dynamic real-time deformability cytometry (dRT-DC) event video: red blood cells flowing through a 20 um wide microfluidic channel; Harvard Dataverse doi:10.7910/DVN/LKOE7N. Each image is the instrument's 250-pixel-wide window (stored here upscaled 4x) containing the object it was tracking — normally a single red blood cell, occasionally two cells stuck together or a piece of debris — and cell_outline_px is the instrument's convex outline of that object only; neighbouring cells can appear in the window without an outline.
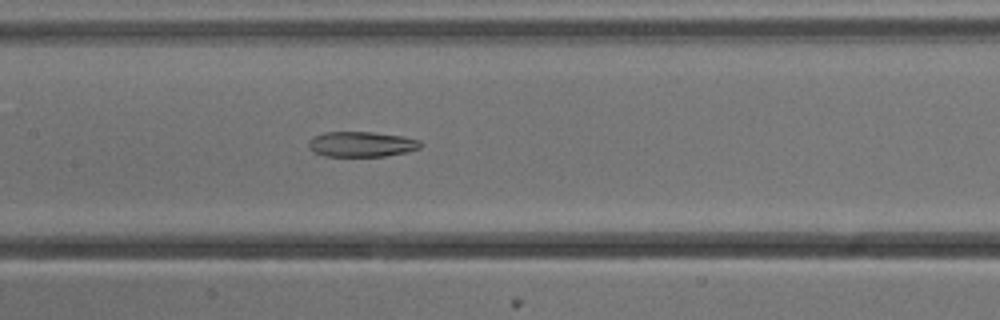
{"species": "common noctule bat (a hibernating species)", "species_latin": "Nyctalus noctula", "temperature_condition": "cold", "stored_images_in_passage": 54, "camera_frame_rate_fps": 3000, "um_per_image_px": 0.085, "animal": {"sex": "male", "body_mass_g": 13.3}, "frame": {"image": 1, "passage_image": 26, "time_ms": 8.333, "image_size_px": [1000, 320], "cell_outline_px": [[420, 148], [408, 152], [384, 156], [324, 156], [312, 152], [308, 148], [308, 140], [312, 136], [324, 132], [372, 132], [404, 136], [420, 140]], "centroid_in_image_um": [30.68, 12.25], "position_along_channel_um": 176.7, "area_um2": 16.7}}
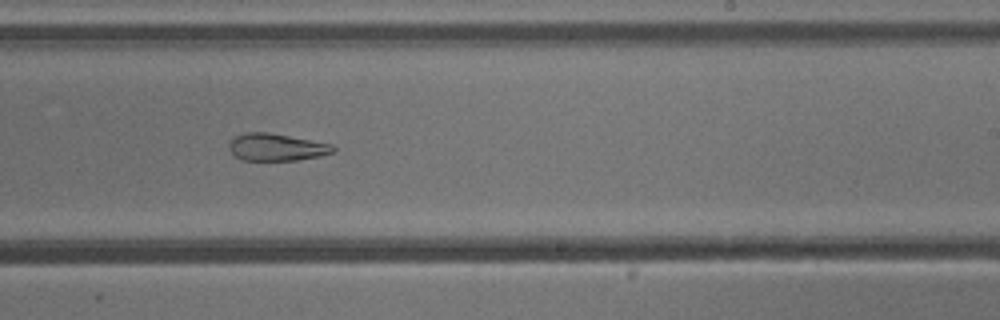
{"frame": {"image": 2, "passage_image": 33, "time_ms": 10.667, "image_size_px": [1000, 320], "cell_outline_px": [[336, 152], [320, 156], [296, 160], [244, 160], [236, 156], [228, 148], [228, 140], [236, 136], [248, 132], [268, 132], [332, 144], [336, 148]], "centroid_in_image_um": [23.51, 12.51], "position_along_channel_um": 265.5, "area_um2": 16.53}}
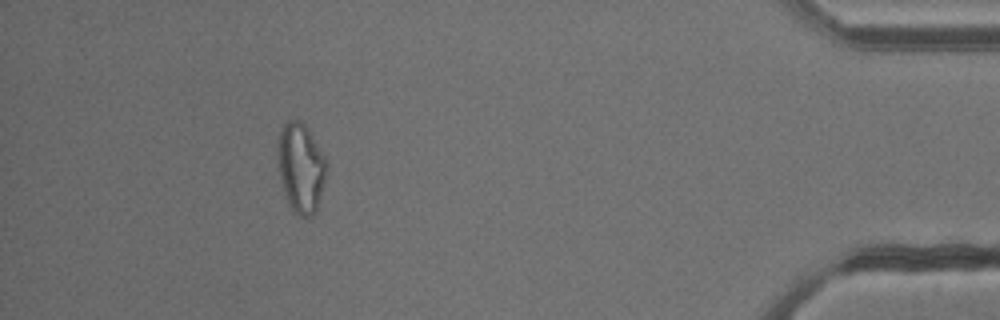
{"frame": {"image": 3, "passage_image": 49, "time_ms": 16.0, "image_size_px": [1000, 320], "cell_outline_px": [[328, 172], [316, 212], [312, 216], [300, 216], [288, 204], [276, 168], [276, 144], [280, 132], [284, 124], [288, 120], [300, 120], [304, 124], [328, 160]], "centroid_in_image_um": [25.56, 14.25], "position_along_channel_um": 409.6, "area_um2": 26.13}}